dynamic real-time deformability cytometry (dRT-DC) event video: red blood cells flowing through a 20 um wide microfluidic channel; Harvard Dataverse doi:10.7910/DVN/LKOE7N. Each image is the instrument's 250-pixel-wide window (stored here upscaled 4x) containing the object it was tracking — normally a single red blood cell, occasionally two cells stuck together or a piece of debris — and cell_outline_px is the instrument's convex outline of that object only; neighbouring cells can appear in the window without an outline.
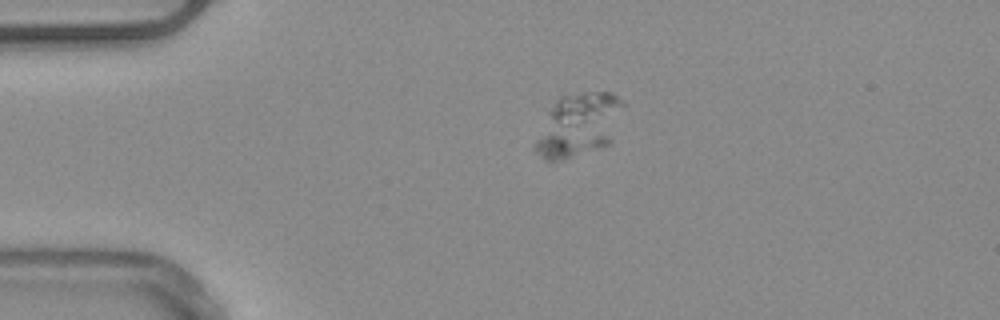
{"species": "common noctule bat (a hibernating species)", "species_latin": "Nyctalus noctula", "temperature_condition": "warm", "stored_images_in_passage": 54, "segment_of_instrument_passage": [2, 2], "camera_frame_rate_fps": 3000, "um_per_image_px": 0.085, "animal": {"sex": "male", "body_mass_g": 20.4}, "frame": {"image": 1, "passage_image": 11, "time_ms": 3.333, "image_size_px": [1000, 320], "cell_outline_px": [[628, 104], [612, 140], [608, 144], [600, 148], [548, 164], [532, 148], [548, 112], [556, 100], [560, 96], [584, 92], [612, 92], [624, 100]], "centroid_in_image_um": [49.23, 10.62], "position_along_channel_um": 35.8, "area_um2": 33.12}}
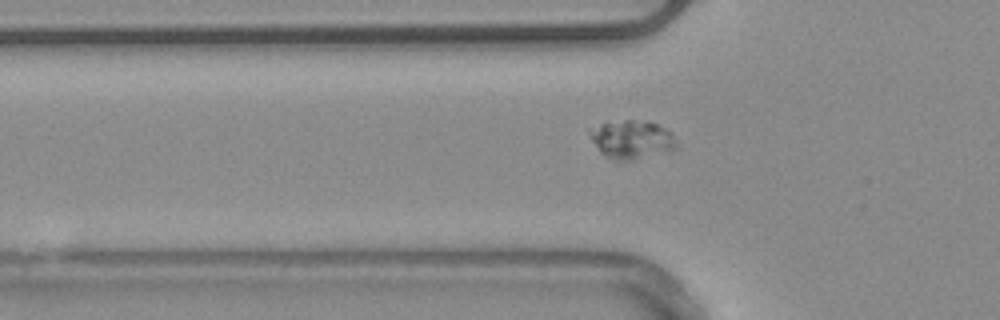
{"frame": {"image": 2, "passage_image": 17, "time_ms": 5.333, "image_size_px": [1000, 320], "cell_outline_px": [[676, 148], [632, 160], [616, 160], [604, 156], [600, 152], [592, 140], [588, 132], [604, 120], [648, 120], [660, 124], [672, 132], [676, 144]], "centroid_in_image_um": [53.67, 11.81], "position_along_channel_um": 72.1, "area_um2": 19.59}}